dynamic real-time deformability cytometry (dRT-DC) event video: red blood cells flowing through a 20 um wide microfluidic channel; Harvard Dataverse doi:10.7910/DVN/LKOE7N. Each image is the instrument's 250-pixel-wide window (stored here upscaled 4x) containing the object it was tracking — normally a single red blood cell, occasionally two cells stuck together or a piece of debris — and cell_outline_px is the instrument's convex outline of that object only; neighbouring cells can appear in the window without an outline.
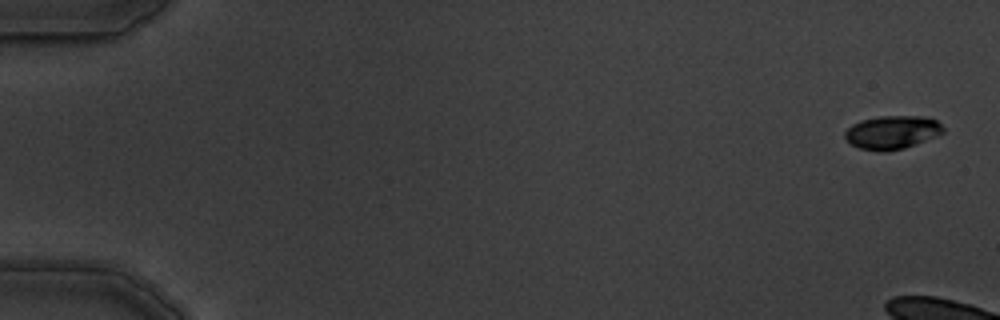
{"species": "common noctule bat (a hibernating species)", "species_latin": "Nyctalus noctula", "temperature_condition": "warm", "stored_images_in_passage": 9, "camera_frame_rate_fps": 3000, "um_per_image_px": 0.085, "animal": {"sex": "male", "body_mass_g": 19.5, "forearm_length_mm": 54.6}, "frame": {"image": 1, "passage_image": 1, "time_ms": 0.0, "image_size_px": [1000, 320], "cell_outline_px": [[944, 132], [936, 136], [904, 148], [884, 152], [860, 148], [852, 144], [844, 136], [844, 132], [852, 124], [860, 120], [880, 116], [924, 116], [936, 120], [944, 128]], "centroid_in_image_um": [75.83, 11.24], "position_along_channel_um": 9.2, "area_um2": 19.02}}